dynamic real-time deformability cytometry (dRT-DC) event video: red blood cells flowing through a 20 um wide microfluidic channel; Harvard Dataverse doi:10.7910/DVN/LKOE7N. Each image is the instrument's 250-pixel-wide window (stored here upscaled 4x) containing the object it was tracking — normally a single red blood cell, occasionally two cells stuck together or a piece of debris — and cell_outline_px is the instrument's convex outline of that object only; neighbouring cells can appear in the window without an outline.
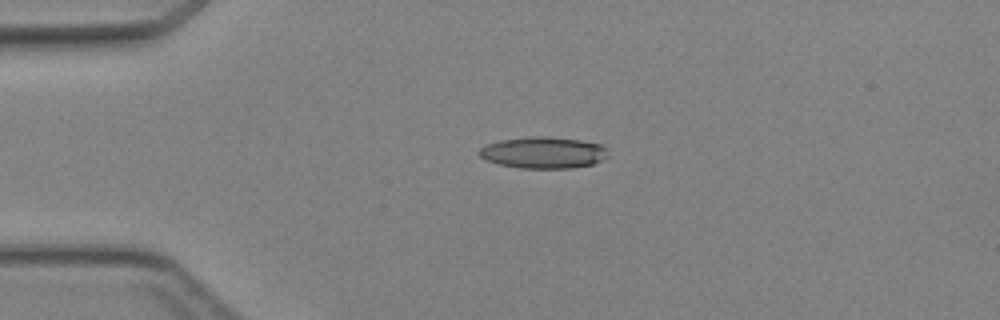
{"species": "Egyptian fruit bat (a non-hibernating species)", "species_latin": "Rousettus aegyptiacus", "temperature_condition": "cold", "stored_images_in_passage": 3, "camera_frame_rate_fps": 3000, "um_per_image_px": 0.085, "animal": {"sex": "female"}, "frame": {"image": 1, "passage_image": 2, "time_ms": 1.333, "image_size_px": [1000, 320], "cell_outline_px": [[608, 156], [604, 160], [592, 164], [572, 168], [520, 168], [500, 164], [488, 160], [480, 156], [476, 152], [480, 148], [488, 144], [500, 140], [528, 136], [548, 136], [580, 140], [600, 144], [608, 148]], "centroid_in_image_um": [46.22, 12.96], "position_along_channel_um": 38.8, "area_um2": 23.81}}